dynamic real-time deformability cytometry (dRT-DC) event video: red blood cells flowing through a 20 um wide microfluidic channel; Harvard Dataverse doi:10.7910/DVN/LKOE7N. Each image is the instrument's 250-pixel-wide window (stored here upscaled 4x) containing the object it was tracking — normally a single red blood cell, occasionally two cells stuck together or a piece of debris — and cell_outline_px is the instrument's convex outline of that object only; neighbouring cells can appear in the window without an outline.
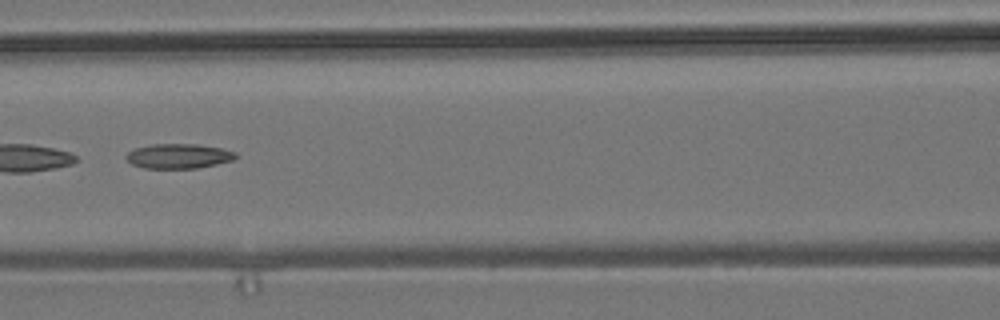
{"species": "common noctule bat (a hibernating species)", "species_latin": "Nyctalus noctula", "temperature_condition": "room temperature", "stored_images_in_passage": 4, "camera_frame_rate_fps": 3000, "um_per_image_px": 0.085, "animal": {"sex": "male", "body_mass_g": 19.2, "forearm_length_mm": 51.8}, "frame": {"image": 1, "passage_image": 4, "time_ms": 3.333, "image_size_px": [1000, 320], "cell_outline_px": [[236, 156], [232, 160], [216, 164], [196, 168], [144, 168], [132, 164], [124, 156], [128, 152], [136, 148], [152, 144], [196, 144], [220, 148], [236, 152]], "centroid_in_image_um": [15.15, 13.26], "position_along_channel_um": 151.4, "area_um2": 15.61}}